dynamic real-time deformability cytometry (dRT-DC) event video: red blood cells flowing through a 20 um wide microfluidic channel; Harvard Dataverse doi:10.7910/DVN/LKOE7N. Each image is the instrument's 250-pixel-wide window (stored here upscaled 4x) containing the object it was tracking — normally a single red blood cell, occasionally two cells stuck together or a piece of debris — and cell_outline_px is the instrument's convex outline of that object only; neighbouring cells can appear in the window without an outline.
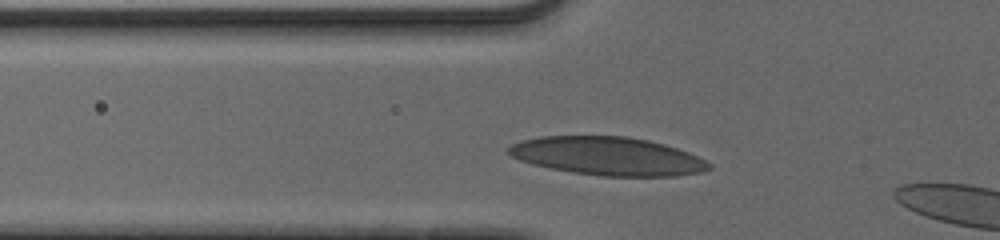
{"species": "human", "species_latin": "Homo sapiens", "temperature_condition": "cold", "stored_images_in_passage": 12, "camera_frame_rate_fps": 3000, "um_per_image_px": 0.085, "donor": {"sex": "male"}, "frame": {"image": 1, "passage_image": 9, "time_ms": 2.667, "image_size_px": [1000, 240], "cell_outline_px": [[712, 168], [704, 172], [676, 176], [604, 176], [572, 172], [532, 164], [520, 160], [512, 156], [508, 152], [508, 148], [512, 144], [520, 140], [540, 136], [628, 136], [648, 140], [664, 144], [688, 152], [712, 164]], "centroid_in_image_um": [51.67, 13.27], "position_along_channel_um": 74.1, "area_um2": 44.74}}